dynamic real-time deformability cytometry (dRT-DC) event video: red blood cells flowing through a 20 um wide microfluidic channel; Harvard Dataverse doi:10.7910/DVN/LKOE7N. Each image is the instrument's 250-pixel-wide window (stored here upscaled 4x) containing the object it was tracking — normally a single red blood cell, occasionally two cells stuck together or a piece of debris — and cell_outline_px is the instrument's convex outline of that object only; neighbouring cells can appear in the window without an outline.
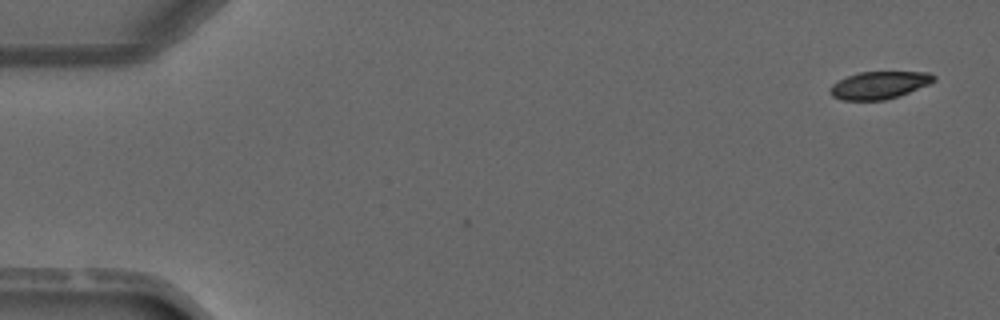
{"species": "common noctule bat (a hibernating species)", "species_latin": "Nyctalus noctula", "temperature_condition": "warm", "stored_images_in_passage": 3, "camera_frame_rate_fps": 3000, "um_per_image_px": 0.085, "animal": {"sex": "male", "forearm_length_mm": 52.5}, "frame": {"image": 1, "passage_image": 1, "time_ms": 0.0, "image_size_px": [1000, 320], "cell_outline_px": [[936, 80], [928, 84], [900, 96], [884, 100], [840, 100], [832, 96], [828, 92], [828, 88], [832, 84], [848, 76], [860, 72], [928, 72], [936, 76]], "centroid_in_image_um": [74.71, 7.24], "position_along_channel_um": 10.3, "area_um2": 16.65}}
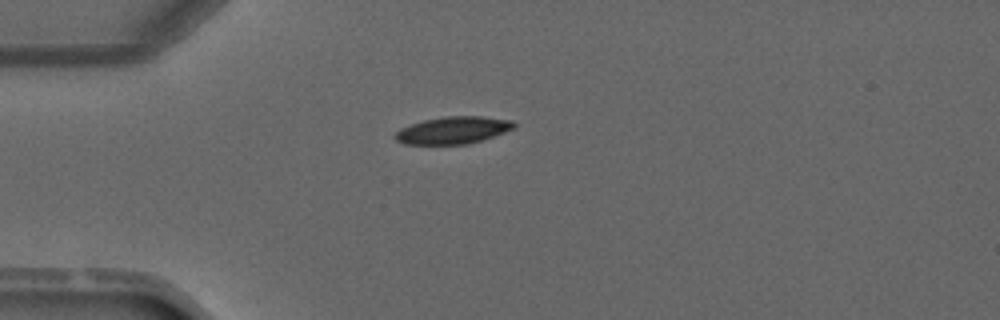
{"frame": {"image": 2, "passage_image": 3, "time_ms": 3.333, "image_size_px": [1000, 320], "cell_outline_px": [[516, 128], [468, 144], [404, 144], [396, 140], [392, 136], [400, 128], [424, 120], [444, 116], [480, 116], [512, 120], [516, 124]], "centroid_in_image_um": [38.49, 11.06], "position_along_channel_um": 46.5, "area_um2": 18.79}}